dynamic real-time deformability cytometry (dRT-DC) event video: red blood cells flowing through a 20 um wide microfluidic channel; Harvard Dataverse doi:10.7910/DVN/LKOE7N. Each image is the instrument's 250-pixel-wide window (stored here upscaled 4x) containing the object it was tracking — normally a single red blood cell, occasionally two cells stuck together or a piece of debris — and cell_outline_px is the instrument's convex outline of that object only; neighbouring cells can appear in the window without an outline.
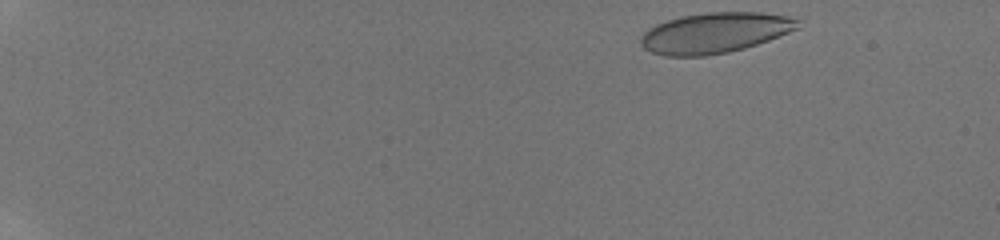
{"species": "human", "species_latin": "Homo sapiens", "temperature_condition": "room temperature", "stored_images_in_passage": 39, "camera_frame_rate_fps": 3000, "um_per_image_px": 0.085, "donor": {"sex": "male"}, "frame": {"image": 1, "passage_image": 1, "time_ms": 0.0, "image_size_px": [1000, 240], "cell_outline_px": [[800, 28], [768, 40], [744, 48], [728, 52], [704, 56], [664, 56], [652, 52], [644, 48], [640, 44], [640, 36], [648, 28], [656, 24], [680, 16], [704, 12], [760, 12], [788, 16], [800, 20]], "centroid_in_image_um": [60.75, 2.78], "position_along_channel_um": 24.2, "area_um2": 37.22}}
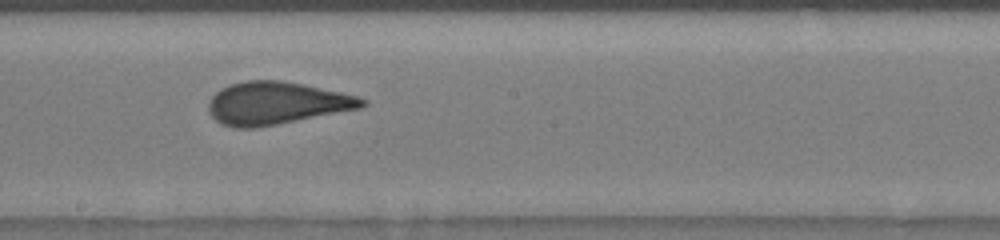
{"frame": {"image": 2, "passage_image": 21, "time_ms": 9.0, "image_size_px": [1000, 240], "cell_outline_px": [[368, 104], [360, 108], [256, 128], [232, 128], [220, 124], [208, 112], [208, 104], [212, 96], [220, 88], [228, 84], [244, 80], [280, 80], [304, 84], [340, 92], [356, 96], [368, 100]], "centroid_in_image_um": [23.45, 8.76], "position_along_channel_um": 224.8, "area_um2": 38.21}}
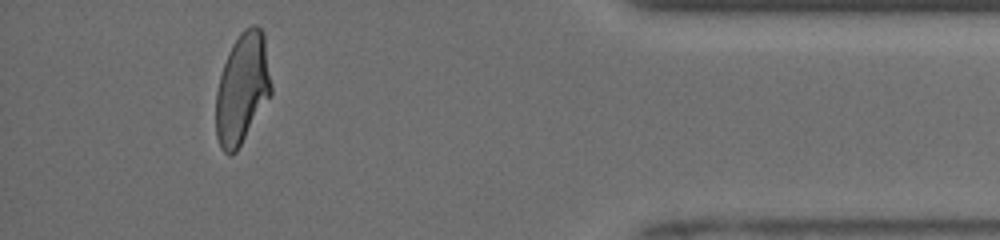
{"frame": {"image": 3, "passage_image": 37, "time_ms": 14.667, "image_size_px": [1000, 240], "cell_outline_px": [[272, 92], [236, 152], [232, 156], [228, 156], [220, 148], [216, 136], [216, 92], [220, 76], [224, 64], [232, 44], [240, 32], [244, 28], [252, 24], [256, 24], [264, 32], [272, 84]], "centroid_in_image_um": [20.59, 7.51], "position_along_channel_um": 414.6, "area_um2": 35.78}, "authors_computed_cell_mechanics": {"area_um2": 37.6278, "velocity_mm_per_s": 3.955, "shape_relaxation_time_tau1_ms": 8.0147, "shape_relaxation_time_tau2_ms": 0.5815, "deformation_change_tau1": 0.2012, "deformation_change_tau2": 0.0708}}